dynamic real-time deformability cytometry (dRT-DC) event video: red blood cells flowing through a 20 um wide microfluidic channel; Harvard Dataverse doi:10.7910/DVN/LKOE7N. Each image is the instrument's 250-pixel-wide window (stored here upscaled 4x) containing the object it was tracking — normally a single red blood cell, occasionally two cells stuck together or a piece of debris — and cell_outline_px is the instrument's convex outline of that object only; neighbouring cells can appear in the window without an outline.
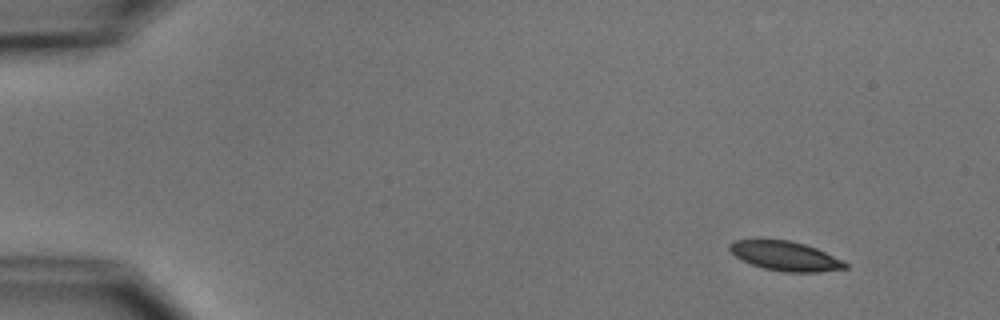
{"species": "common noctule bat (a hibernating species)", "species_latin": "Nyctalus noctula", "temperature_condition": "cold", "stored_images_in_passage": 4, "camera_frame_rate_fps": 3000, "um_per_image_px": 0.085, "animal": {"sex": "male", "body_mass_g": 15.6}, "frame": {"image": 1, "passage_image": 1, "time_ms": 0.0, "image_size_px": [1000, 320], "cell_outline_px": [[848, 268], [816, 272], [784, 272], [764, 268], [740, 260], [728, 248], [728, 244], [736, 240], [792, 240], [816, 248], [844, 260], [848, 264]], "centroid_in_image_um": [66.77, 21.76], "position_along_channel_um": 18.2, "area_um2": 19.77}}
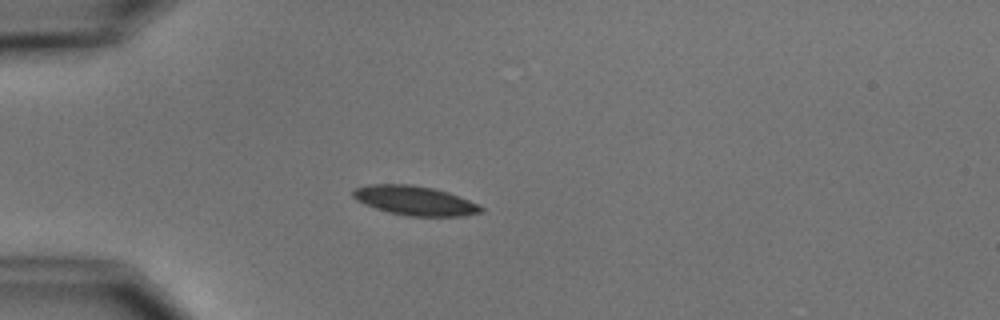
{"frame": {"image": 2, "passage_image": 4, "time_ms": 3.333, "image_size_px": [1000, 320], "cell_outline_px": [[484, 212], [464, 216], [408, 216], [388, 212], [364, 204], [356, 200], [352, 196], [352, 188], [368, 184], [408, 184], [432, 188], [448, 192], [468, 200], [484, 208]], "centroid_in_image_um": [35.22, 17.05], "position_along_channel_um": 49.8, "area_um2": 21.91}}